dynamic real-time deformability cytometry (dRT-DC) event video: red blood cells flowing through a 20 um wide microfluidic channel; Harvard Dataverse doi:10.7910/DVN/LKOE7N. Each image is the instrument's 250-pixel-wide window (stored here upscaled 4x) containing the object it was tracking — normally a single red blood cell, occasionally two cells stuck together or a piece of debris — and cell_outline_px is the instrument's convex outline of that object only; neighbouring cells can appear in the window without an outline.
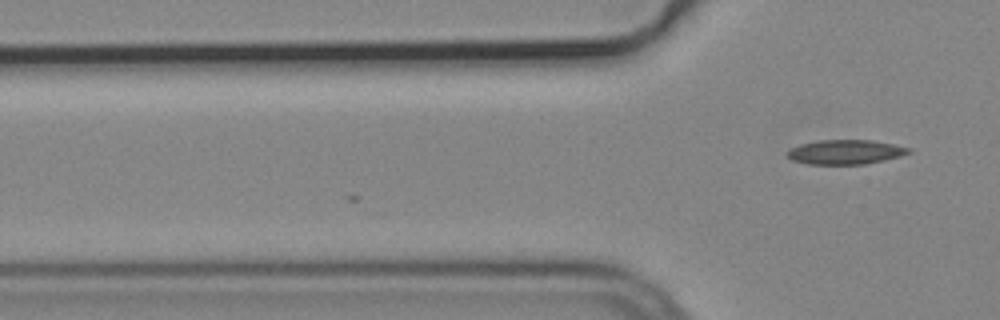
{"species": "common noctule bat (a hibernating species)", "species_latin": "Nyctalus noctula", "temperature_condition": "cold", "stored_images_in_passage": 2, "camera_frame_rate_fps": 3000, "um_per_image_px": 0.085, "animal": {"sex": "male", "body_mass_g": 19.2, "forearm_length_mm": 51.8}, "frame": {"image": 1, "passage_image": 2, "time_ms": 0.333, "image_size_px": [1000, 320], "cell_outline_px": [[912, 152], [900, 156], [884, 160], [864, 164], [808, 164], [792, 160], [788, 156], [788, 148], [800, 144], [820, 140], [872, 140], [912, 148]], "centroid_in_image_um": [71.87, 12.92], "position_along_channel_um": 53.9, "area_um2": 17.28}}